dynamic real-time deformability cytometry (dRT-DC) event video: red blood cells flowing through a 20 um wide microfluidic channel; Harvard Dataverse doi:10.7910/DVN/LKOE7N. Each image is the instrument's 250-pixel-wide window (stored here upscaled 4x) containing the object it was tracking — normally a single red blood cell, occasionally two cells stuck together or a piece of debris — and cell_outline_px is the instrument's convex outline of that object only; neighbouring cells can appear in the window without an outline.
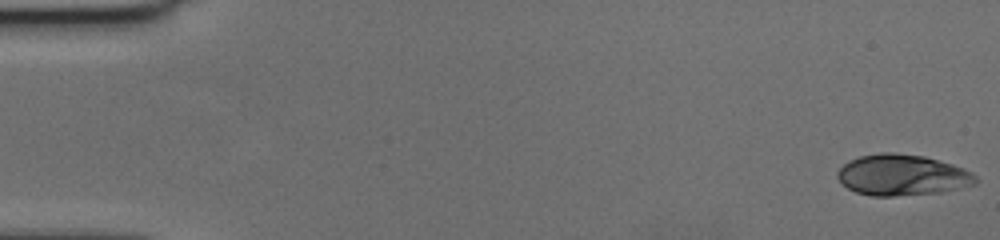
{"species": "human", "species_latin": "Homo sapiens", "temperature_condition": "cold", "stored_images_in_passage": 58, "camera_frame_rate_fps": 3000, "um_per_image_px": 0.085, "donor": {"sex": "female"}, "frame": {"image": 1, "passage_image": 1, "time_ms": 0.0, "image_size_px": [1000, 240], "cell_outline_px": [[980, 180], [976, 184], [944, 192], [892, 196], [872, 196], [856, 192], [848, 188], [836, 176], [836, 172], [848, 160], [860, 156], [880, 152], [892, 152], [924, 156], [952, 164], [964, 168], [972, 172]], "centroid_in_image_um": [76.71, 14.88], "position_along_channel_um": 8.3, "area_um2": 33.23}}
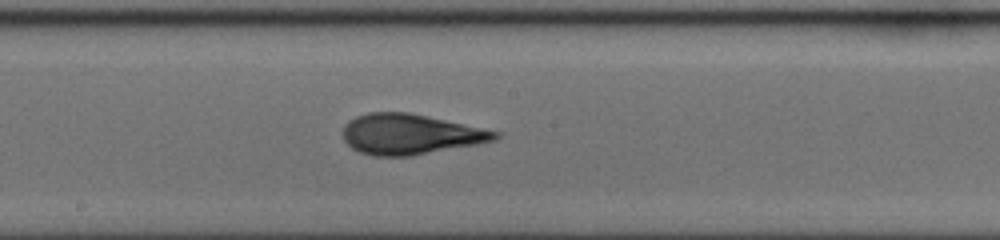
{"frame": {"image": 2, "passage_image": 32, "time_ms": 10.333, "image_size_px": [1000, 240], "cell_outline_px": [[500, 136], [496, 140], [476, 144], [412, 156], [372, 156], [360, 152], [352, 148], [344, 140], [344, 124], [348, 120], [356, 116], [368, 112], [408, 112], [428, 116], [500, 132]], "centroid_in_image_um": [34.85, 11.41], "position_along_channel_um": 213.4, "area_um2": 35.72}}
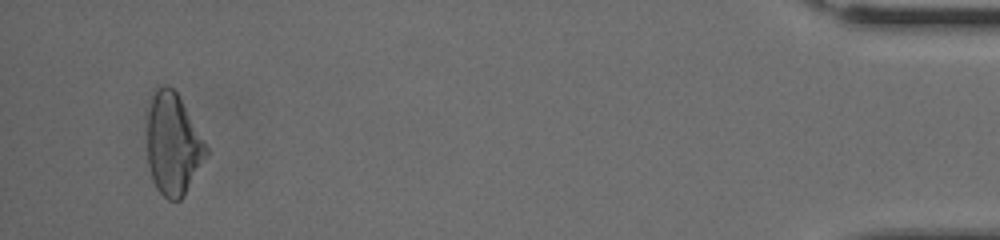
{"frame": {"image": 3, "passage_image": 56, "time_ms": 18.333, "image_size_px": [1000, 240], "cell_outline_px": [[208, 156], [184, 196], [180, 200], [168, 200], [156, 188], [152, 180], [148, 164], [148, 112], [152, 96], [156, 88], [164, 84], [168, 84], [176, 92], [208, 148]], "centroid_in_image_um": [14.71, 12.3], "position_along_channel_um": 420.5, "area_um2": 34.8}, "authors_computed_cell_mechanics": {"area_um2": 34.1887, "velocity_mm_per_s": 3.5526, "shape_relaxation_time_tau1_ms": 5.6811, "shape_relaxation_time_tau2_ms": 1.4064, "deformation_change_tau1": 0.1743, "deformation_change_tau2": 0.0712}}